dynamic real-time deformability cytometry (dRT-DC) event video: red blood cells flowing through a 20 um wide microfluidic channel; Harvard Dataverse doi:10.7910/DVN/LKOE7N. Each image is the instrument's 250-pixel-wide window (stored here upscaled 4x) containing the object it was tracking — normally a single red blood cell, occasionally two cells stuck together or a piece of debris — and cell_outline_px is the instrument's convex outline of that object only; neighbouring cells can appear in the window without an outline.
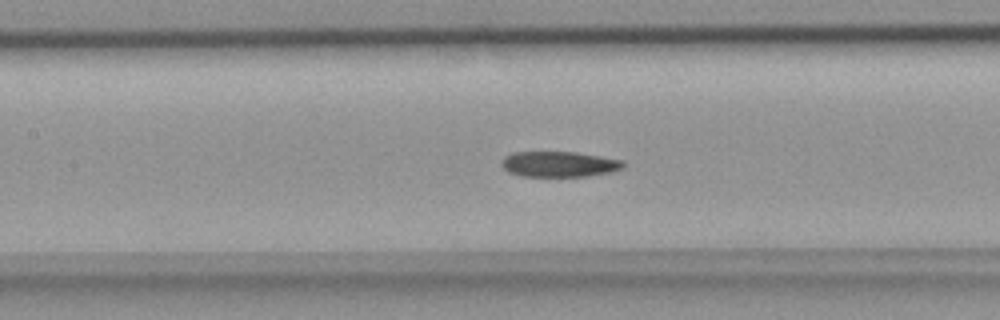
{"species": "common noctule bat (a hibernating species)", "species_latin": "Nyctalus noctula", "temperature_condition": "room temperature", "stored_images_in_passage": 48, "camera_frame_rate_fps": 3000, "um_per_image_px": 0.085, "animal": {"sex": "female", "body_mass_g": 18.4}, "frame": {"image": 1, "passage_image": 21, "time_ms": 6.667, "image_size_px": [1000, 320], "cell_outline_px": [[624, 168], [612, 172], [588, 176], [520, 176], [508, 172], [500, 164], [500, 160], [504, 156], [512, 152], [576, 152], [624, 160]], "centroid_in_image_um": [47.51, 13.95], "position_along_channel_um": 159.9, "area_um2": 18.32}}
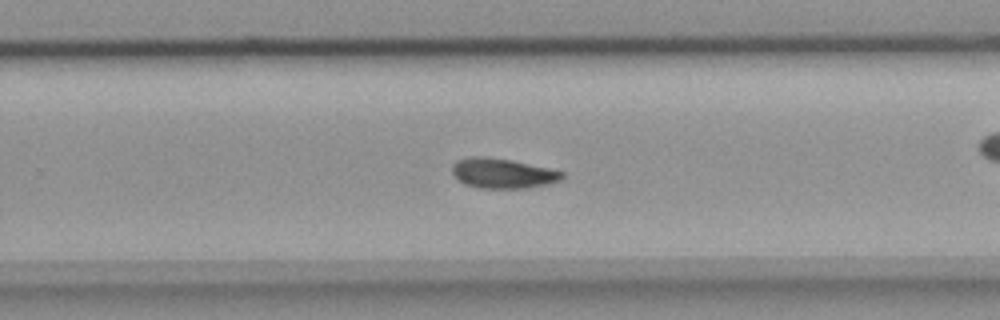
{"frame": {"image": 2, "passage_image": 30, "time_ms": 9.667, "image_size_px": [1000, 320], "cell_outline_px": [[564, 180], [548, 184], [524, 188], [476, 188], [460, 180], [452, 172], [452, 164], [456, 160], [472, 156], [484, 156], [508, 160], [552, 168], [564, 172]], "centroid_in_image_um": [42.77, 14.73], "position_along_channel_um": 287.0, "area_um2": 19.19}}
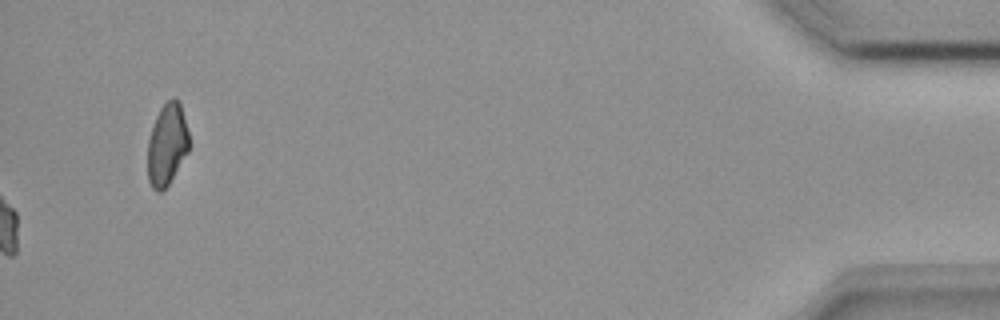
{"frame": {"image": 3, "passage_image": 48, "time_ms": 15.667, "image_size_px": [1000, 320], "cell_outline_px": [[188, 152], [168, 184], [160, 192], [156, 192], [152, 188], [148, 180], [148, 140], [156, 116], [160, 108], [168, 100], [176, 96], [180, 100], [188, 132]], "centroid_in_image_um": [14.19, 12.26], "position_along_channel_um": 421.0, "area_um2": 19.65}}